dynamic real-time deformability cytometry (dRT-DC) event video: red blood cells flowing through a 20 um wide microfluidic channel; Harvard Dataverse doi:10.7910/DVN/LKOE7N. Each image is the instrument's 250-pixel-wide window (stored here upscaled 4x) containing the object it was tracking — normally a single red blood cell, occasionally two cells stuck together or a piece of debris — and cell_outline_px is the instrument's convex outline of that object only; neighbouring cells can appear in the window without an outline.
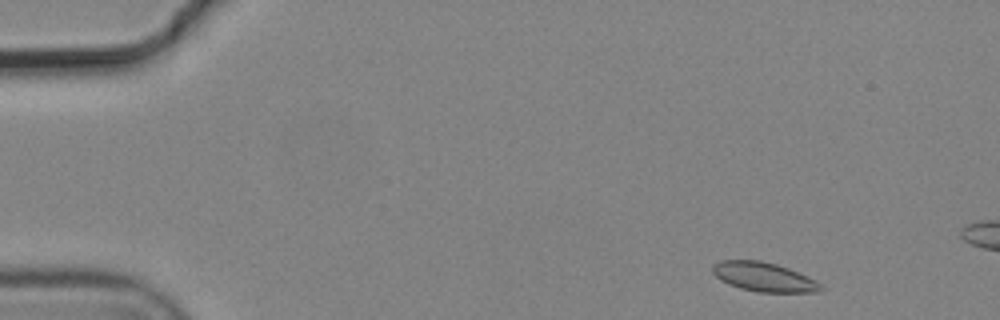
{"species": "common noctule bat (a hibernating species)", "species_latin": "Nyctalus noctula", "temperature_condition": "cold", "stored_images_in_passage": 3, "camera_frame_rate_fps": 3000, "um_per_image_px": 0.085, "animal": {"sex": "male", "body_mass_g": 19.2, "forearm_length_mm": 51.8}, "frame": {"image": 1, "passage_image": 1, "time_ms": 0.0, "image_size_px": [1000, 320], "cell_outline_px": [[824, 288], [820, 292], [760, 292], [740, 288], [728, 284], [720, 280], [712, 272], [712, 264], [720, 260], [760, 260], [776, 264], [788, 268], [808, 276], [816, 280]], "centroid_in_image_um": [64.92, 23.53], "position_along_channel_um": 20.1, "area_um2": 18.5}}